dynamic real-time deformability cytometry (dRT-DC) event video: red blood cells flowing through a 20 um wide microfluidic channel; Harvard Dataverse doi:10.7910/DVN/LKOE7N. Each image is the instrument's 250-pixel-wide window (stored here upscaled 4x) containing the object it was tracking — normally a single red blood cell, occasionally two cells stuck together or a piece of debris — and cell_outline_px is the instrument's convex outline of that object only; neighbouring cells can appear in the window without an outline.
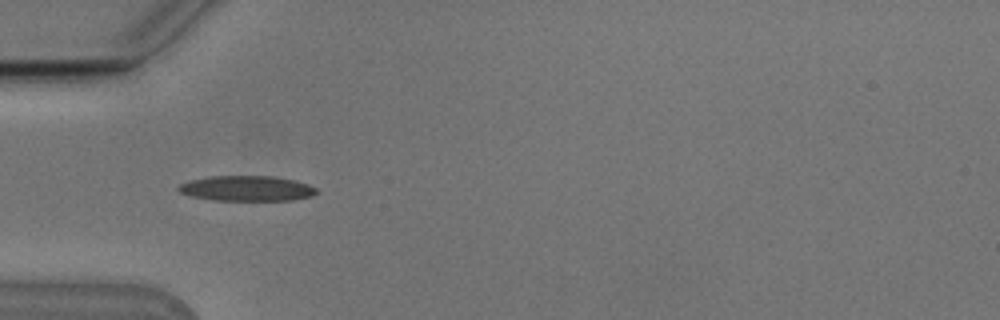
{"species": "Egyptian fruit bat (a non-hibernating species)", "species_latin": "Rousettus aegyptiacus", "temperature_condition": "cold", "stored_images_in_passage": 44, "camera_frame_rate_fps": 3000, "um_per_image_px": 0.085, "animal": {"sex": "male"}, "frame": {"image": 1, "passage_image": 7, "time_ms": 2.0, "image_size_px": [1000, 320], "cell_outline_px": [[320, 192], [312, 196], [292, 200], [212, 200], [188, 196], [180, 192], [176, 188], [180, 184], [192, 180], [208, 176], [272, 176], [292, 180], [308, 184], [316, 188]], "centroid_in_image_um": [20.96, 16.02], "position_along_channel_um": 64.0, "area_um2": 20.35}}
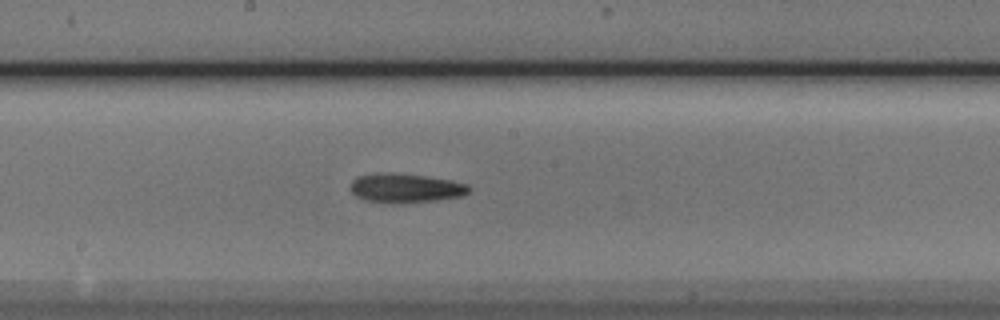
{"frame": {"image": 2, "passage_image": 19, "time_ms": 6.0, "image_size_px": [1000, 320], "cell_outline_px": [[472, 188], [464, 196], [436, 200], [400, 204], [392, 204], [364, 200], [356, 196], [348, 188], [352, 180], [360, 176], [376, 172], [392, 172], [424, 176], [452, 180], [468, 184]], "centroid_in_image_um": [34.46, 15.99], "position_along_channel_um": 213.7, "area_um2": 20.63}}
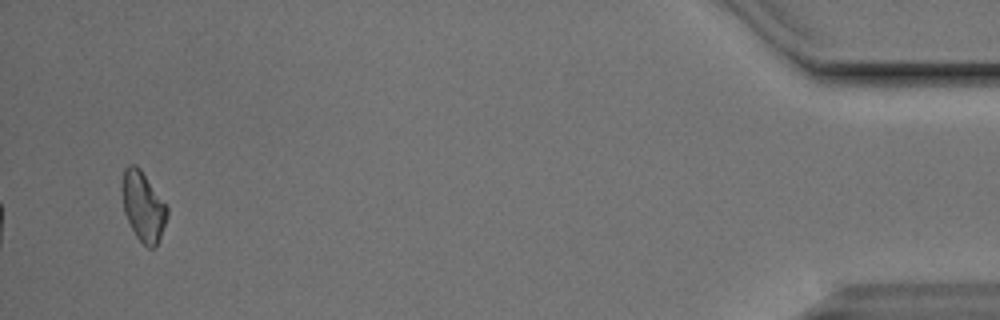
{"frame": {"image": 3, "passage_image": 42, "time_ms": 13.667, "image_size_px": [1000, 320], "cell_outline_px": [[168, 216], [160, 240], [152, 248], [148, 248], [136, 236], [124, 212], [120, 188], [124, 168], [128, 164], [136, 164], [140, 168], [168, 208]], "centroid_in_image_um": [12.15, 17.52], "position_along_channel_um": 423.1, "area_um2": 18.38}, "authors_computed_cell_mechanics": {"area_um2": 18.9295, "velocity_mm_per_s": 3.7857, "shape_relaxation_time_tau1_ms": 6.463, "shape_relaxation_time_tau2_ms": null, "deformation_change_tau1": 0.1819, "deformation_change_tau2": null}}